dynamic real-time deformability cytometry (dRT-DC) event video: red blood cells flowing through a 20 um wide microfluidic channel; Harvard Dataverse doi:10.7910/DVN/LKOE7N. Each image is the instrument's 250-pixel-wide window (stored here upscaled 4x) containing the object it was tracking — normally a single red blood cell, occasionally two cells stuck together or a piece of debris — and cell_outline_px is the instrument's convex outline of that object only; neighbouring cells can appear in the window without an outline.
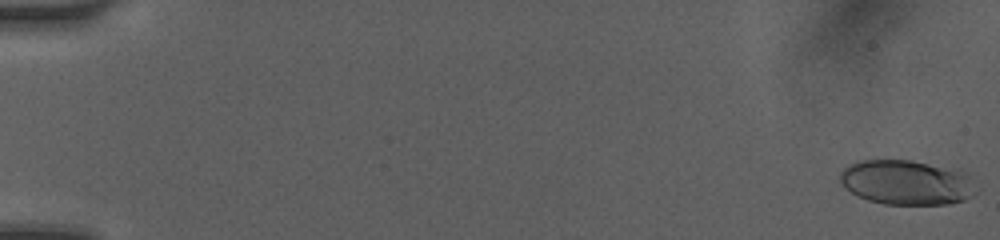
{"species": "human", "species_latin": "Homo sapiens", "temperature_condition": "room temperature", "stored_images_in_passage": 21, "camera_frame_rate_fps": 3000, "um_per_image_px": 0.085, "donor": {"sex": "female"}, "frame": {"image": 1, "passage_image": 1, "time_ms": 0.0, "image_size_px": [1000, 240], "cell_outline_px": [[980, 192], [964, 200], [948, 204], [884, 204], [868, 200], [856, 196], [840, 180], [840, 172], [844, 168], [860, 160], [908, 160], [968, 172]], "centroid_in_image_um": [77.13, 15.52], "position_along_channel_um": 7.9, "area_um2": 35.49}}
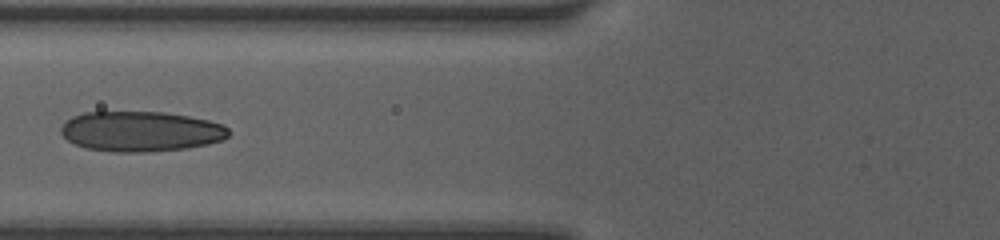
{"frame": {"image": 2, "passage_image": 14, "time_ms": 7.0, "image_size_px": [1000, 240], "cell_outline_px": [[232, 132], [228, 136], [220, 140], [208, 144], [184, 148], [148, 152], [112, 152], [88, 148], [76, 144], [68, 140], [60, 132], [60, 128], [64, 120], [72, 116], [84, 112], [164, 112], [188, 116], [208, 120], [224, 124]], "centroid_in_image_um": [11.96, 11.16], "position_along_channel_um": 113.8, "area_um2": 39.42}}
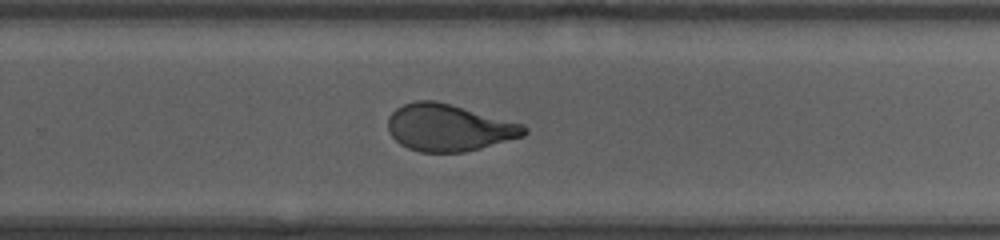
{"frame": {"image": 3, "passage_image": 21, "time_ms": 11.333, "image_size_px": [1000, 240], "cell_outline_px": [[528, 132], [524, 136], [480, 148], [464, 152], [420, 152], [408, 148], [400, 144], [392, 136], [388, 128], [388, 116], [396, 108], [404, 104], [416, 100], [436, 100], [452, 104], [524, 124], [528, 128]], "centroid_in_image_um": [38.16, 10.84], "position_along_channel_um": 291.6, "area_um2": 37.4}}